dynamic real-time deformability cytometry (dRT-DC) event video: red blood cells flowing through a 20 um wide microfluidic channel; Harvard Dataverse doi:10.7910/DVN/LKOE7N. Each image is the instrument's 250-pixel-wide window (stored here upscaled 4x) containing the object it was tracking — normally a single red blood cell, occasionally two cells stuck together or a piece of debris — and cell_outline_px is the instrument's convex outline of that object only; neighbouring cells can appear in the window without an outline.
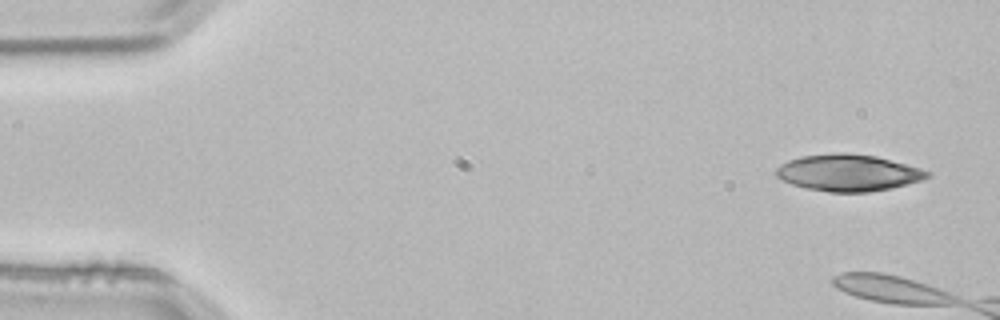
{"species": "common noctule bat (a hibernating species)", "species_latin": "Nyctalus noctula", "temperature_condition": "room temperature", "stored_images_in_passage": 2, "camera_frame_rate_fps": 3000, "um_per_image_px": 0.085, "animal": {"sex": "male", "body_mass_g": 21.5, "forearm_length_mm": 52.0}, "frame": {"image": 1, "passage_image": 1, "time_ms": 0.0, "image_size_px": [1000, 320], "cell_outline_px": [[932, 176], [920, 180], [892, 188], [868, 192], [828, 192], [804, 188], [792, 184], [776, 176], [776, 168], [780, 164], [788, 160], [800, 156], [840, 152], [844, 152], [876, 156], [920, 168], [932, 172]], "centroid_in_image_um": [72.09, 14.68], "position_along_channel_um": 12.9, "area_um2": 32.37}}